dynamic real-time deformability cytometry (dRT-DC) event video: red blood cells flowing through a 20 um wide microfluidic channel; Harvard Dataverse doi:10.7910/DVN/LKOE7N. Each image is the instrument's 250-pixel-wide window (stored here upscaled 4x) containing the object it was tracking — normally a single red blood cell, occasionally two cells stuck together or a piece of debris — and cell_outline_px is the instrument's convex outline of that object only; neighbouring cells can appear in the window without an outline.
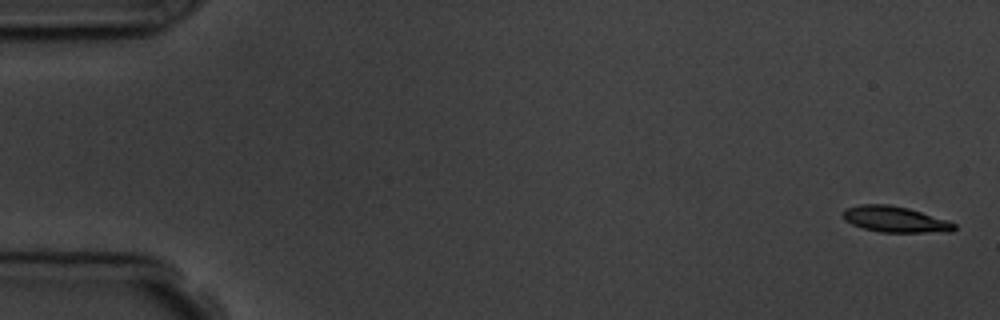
{"species": "common noctule bat (a hibernating species)", "species_latin": "Nyctalus noctula", "temperature_condition": "room temperature", "stored_images_in_passage": 6, "camera_frame_rate_fps": 3000, "um_per_image_px": 0.085, "animal": {"sex": "male", "body_mass_g": 19.5, "forearm_length_mm": 54.6}, "frame": {"image": 1, "passage_image": 1, "time_ms": 0.0, "image_size_px": [1000, 320], "cell_outline_px": [[956, 228], [952, 232], [880, 232], [864, 228], [852, 224], [844, 220], [844, 212], [848, 208], [860, 204], [888, 204], [908, 208], [948, 220], [956, 224]], "centroid_in_image_um": [76.13, 18.65], "position_along_channel_um": 8.9, "area_um2": 16.7}}